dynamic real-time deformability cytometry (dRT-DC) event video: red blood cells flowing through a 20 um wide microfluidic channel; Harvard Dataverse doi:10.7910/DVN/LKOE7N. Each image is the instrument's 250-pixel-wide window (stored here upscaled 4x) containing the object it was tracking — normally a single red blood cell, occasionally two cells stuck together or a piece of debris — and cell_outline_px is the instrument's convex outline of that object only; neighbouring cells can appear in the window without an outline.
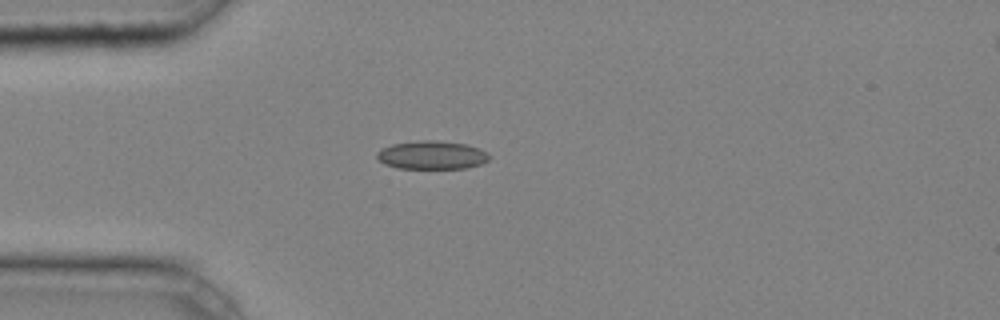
{"species": "common noctule bat (a hibernating species)", "species_latin": "Nyctalus noctula", "temperature_condition": "cold", "stored_images_in_passage": 33, "camera_frame_rate_fps": 3000, "um_per_image_px": 0.085, "animal": {"sex": "male", "body_mass_g": 20.4}, "frame": {"image": 1, "passage_image": 1, "time_ms": 0.0, "image_size_px": [1000, 320], "cell_outline_px": [[492, 156], [488, 160], [480, 164], [468, 168], [396, 168], [384, 164], [376, 156], [376, 152], [392, 144], [420, 140], [436, 140], [464, 144], [488, 152]], "centroid_in_image_um": [36.71, 13.18], "position_along_channel_um": 48.3, "area_um2": 18.5}}
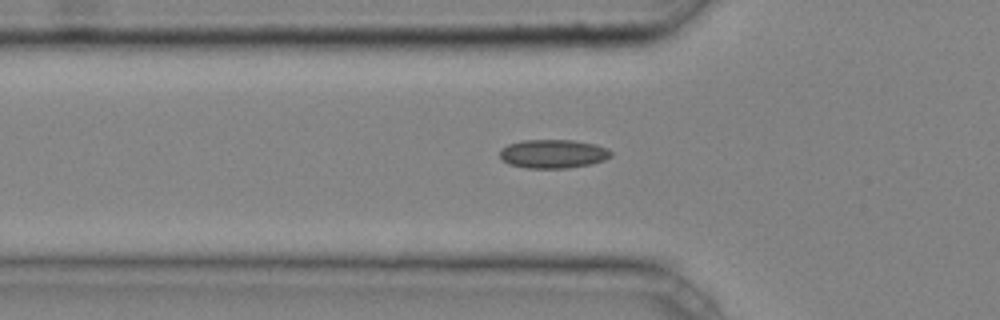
{"frame": {"image": 2, "passage_image": 4, "time_ms": 1.0, "image_size_px": [1000, 320], "cell_outline_px": [[612, 156], [604, 160], [592, 164], [568, 168], [524, 168], [508, 164], [500, 156], [500, 148], [508, 144], [524, 140], [572, 140], [596, 144], [608, 148], [612, 152]], "centroid_in_image_um": [47.03, 13.08], "position_along_channel_um": 78.8, "area_um2": 18.79}}
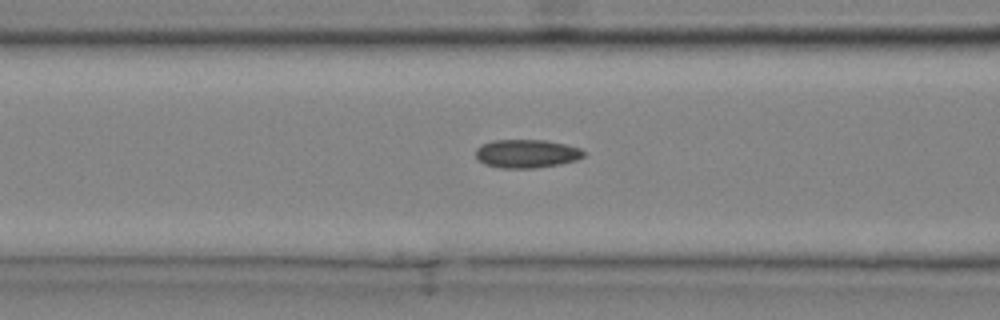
{"frame": {"image": 3, "passage_image": 7, "time_ms": 2.0, "image_size_px": [1000, 320], "cell_outline_px": [[584, 156], [576, 160], [560, 164], [536, 168], [500, 168], [484, 164], [476, 156], [476, 148], [480, 144], [492, 140], [544, 140], [564, 144], [580, 148], [584, 152]], "centroid_in_image_um": [44.73, 13.06], "position_along_channel_um": 121.9, "area_um2": 17.92}, "authors_computed_cell_mechanics": {"area_um2": 17.5712, "velocity_mm_per_s": 4.2728, "shape_relaxation_time_tau1_ms": null, "shape_relaxation_time_tau2_ms": 10.0516, "deformation_change_tau1": null, "deformation_change_tau2": 0.1389}}